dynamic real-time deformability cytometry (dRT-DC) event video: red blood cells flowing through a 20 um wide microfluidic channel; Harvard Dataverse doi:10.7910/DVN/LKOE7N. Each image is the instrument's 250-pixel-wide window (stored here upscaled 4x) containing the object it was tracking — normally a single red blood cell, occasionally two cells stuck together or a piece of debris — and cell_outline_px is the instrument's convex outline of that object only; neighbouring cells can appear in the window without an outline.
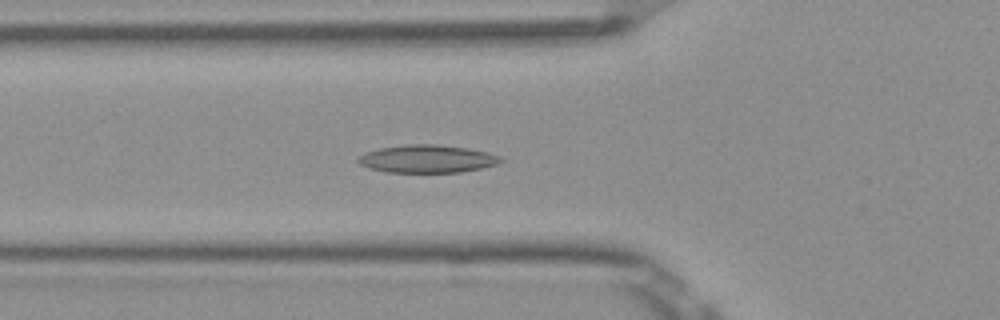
{"species": "Egyptian fruit bat (a non-hibernating species)", "species_latin": "Rousettus aegyptiacus", "temperature_condition": "room temperature", "stored_images_in_passage": 35, "camera_frame_rate_fps": 3000, "um_per_image_px": 0.085, "frame": {"image": 1, "passage_image": 8, "time_ms": 2.333, "image_size_px": [1000, 320], "cell_outline_px": [[504, 160], [500, 164], [460, 172], [388, 172], [368, 168], [360, 164], [356, 160], [360, 156], [368, 152], [380, 148], [408, 144], [436, 144], [464, 148], [488, 152], [500, 156]], "centroid_in_image_um": [36.34, 13.5], "position_along_channel_um": 89.5, "area_um2": 22.95}}
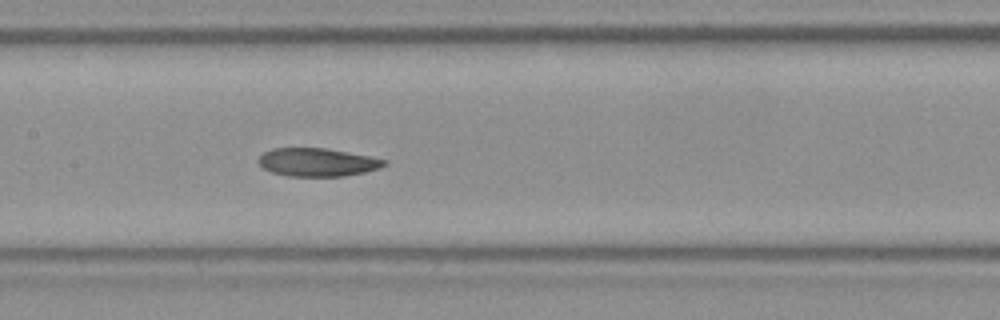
{"frame": {"image": 2, "passage_image": 15, "time_ms": 4.667, "image_size_px": [1000, 320], "cell_outline_px": [[388, 164], [380, 168], [364, 172], [344, 176], [288, 176], [272, 172], [264, 168], [256, 160], [264, 152], [272, 148], [324, 148], [368, 156], [388, 160]], "centroid_in_image_um": [26.98, 13.79], "position_along_channel_um": 180.4, "area_um2": 20.58}}
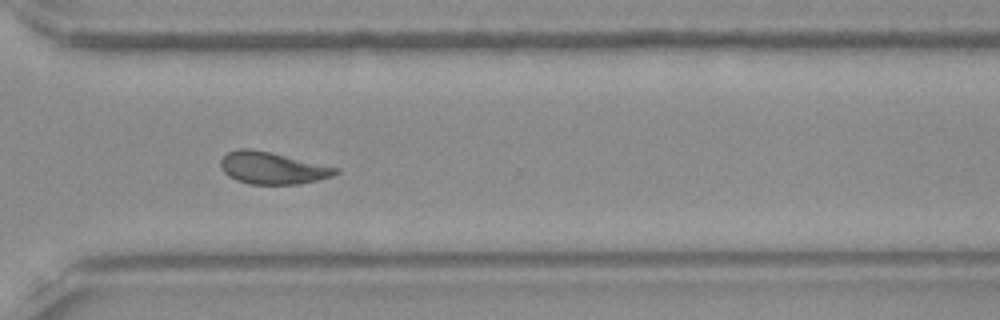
{"frame": {"image": 3, "passage_image": 28, "time_ms": 9.0, "image_size_px": [1000, 320], "cell_outline_px": [[340, 172], [332, 176], [300, 184], [248, 184], [236, 180], [228, 176], [224, 172], [220, 164], [220, 160], [228, 152], [240, 148], [252, 148], [272, 152], [340, 168]], "centroid_in_image_um": [23.16, 14.27], "position_along_channel_um": 347.4, "area_um2": 21.62}, "authors_computed_cell_mechanics": {"area_um2": 21.6172, "velocity_mm_per_s": 3.8625, "shape_relaxation_time_tau1_ms": null, "shape_relaxation_time_tau2_ms": 3.6516, "deformation_change_tau1": null, "deformation_change_tau2": 0.0914}}